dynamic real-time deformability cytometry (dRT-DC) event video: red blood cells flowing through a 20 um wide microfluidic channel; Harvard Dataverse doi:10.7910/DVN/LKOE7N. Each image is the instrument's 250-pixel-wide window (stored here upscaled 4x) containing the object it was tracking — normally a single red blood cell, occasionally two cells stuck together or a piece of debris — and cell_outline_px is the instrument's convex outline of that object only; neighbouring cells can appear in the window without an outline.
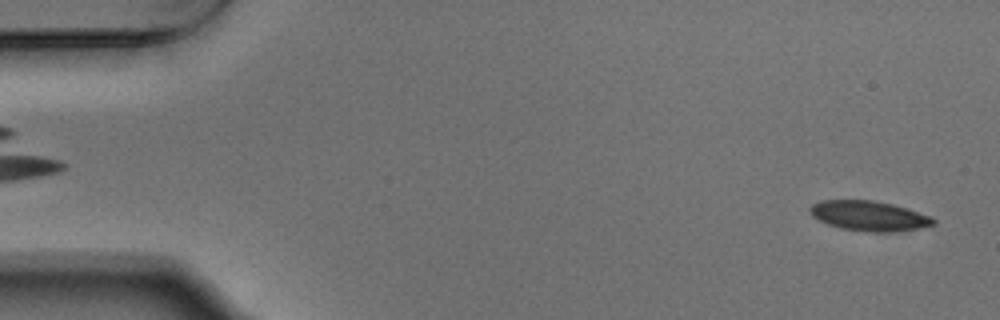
{"species": "Egyptian fruit bat (a non-hibernating species)", "species_latin": "Rousettus aegyptiacus", "temperature_condition": "warm", "stored_images_in_passage": 53, "camera_frame_rate_fps": 3000, "um_per_image_px": 0.085, "animal": {"sex": "male"}, "frame": {"image": 1, "passage_image": 2, "time_ms": 0.333, "image_size_px": [1000, 320], "cell_outline_px": [[936, 224], [920, 228], [896, 232], [872, 232], [840, 228], [828, 224], [812, 216], [808, 208], [812, 204], [820, 200], [872, 200], [892, 204], [908, 208], [932, 216], [936, 220]], "centroid_in_image_um": [73.9, 18.35], "position_along_channel_um": 11.1, "area_um2": 21.73}}
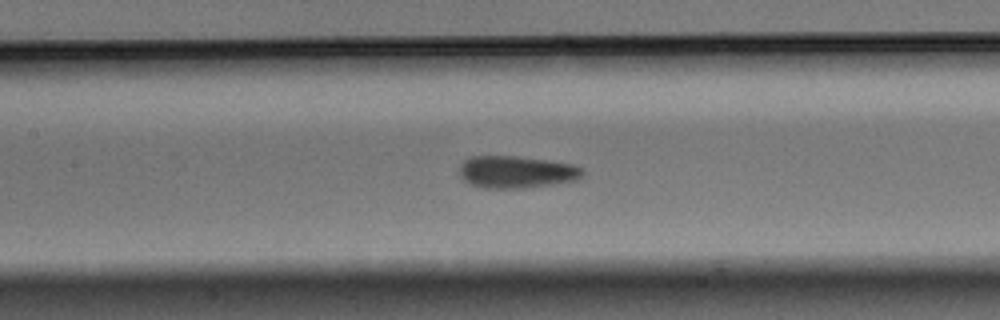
{"frame": {"image": 2, "passage_image": 24, "time_ms": 7.667, "image_size_px": [1000, 320], "cell_outline_px": [[584, 172], [576, 180], [524, 188], [484, 188], [472, 184], [464, 180], [460, 176], [460, 164], [468, 156], [516, 156], [572, 164], [580, 168]], "centroid_in_image_um": [43.83, 14.61], "position_along_channel_um": 163.6, "area_um2": 22.83}}
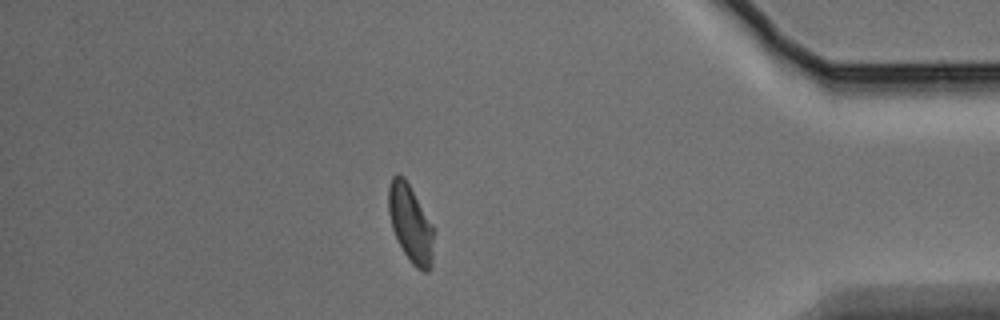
{"frame": {"image": 3, "passage_image": 46, "time_ms": 15.0, "image_size_px": [1000, 320], "cell_outline_px": [[432, 268], [428, 272], [424, 272], [416, 268], [412, 264], [404, 252], [392, 228], [388, 212], [388, 188], [392, 176], [396, 172], [400, 172], [404, 176], [432, 224]], "centroid_in_image_um": [34.87, 18.97], "position_along_channel_um": 400.3, "area_um2": 20.29}, "authors_computed_cell_mechanics": {"area_um2": 22.0218, "velocity_mm_per_s": 3.7494, "shape_relaxation_time_tau1_ms": 4.2801, "shape_relaxation_time_tau2_ms": 1.8077, "deformation_change_tau1": 0.135, "deformation_change_tau2": 0.0706}}